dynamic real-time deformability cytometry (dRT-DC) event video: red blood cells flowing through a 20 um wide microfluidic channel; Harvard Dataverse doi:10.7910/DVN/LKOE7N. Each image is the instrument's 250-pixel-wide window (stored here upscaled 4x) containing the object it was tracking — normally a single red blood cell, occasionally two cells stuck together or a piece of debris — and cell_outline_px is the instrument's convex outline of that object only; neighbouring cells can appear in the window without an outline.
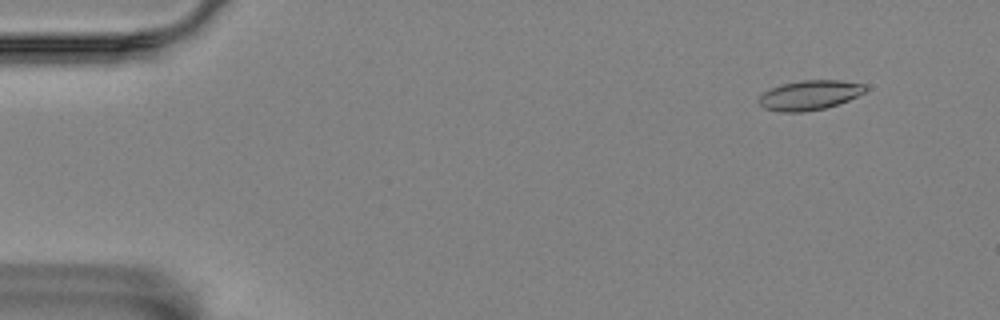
{"species": "Egyptian fruit bat (a non-hibernating species)", "species_latin": "Rousettus aegyptiacus", "temperature_condition": "room temperature", "stored_images_in_passage": 4, "camera_frame_rate_fps": 3000, "um_per_image_px": 0.085, "animal": {"sex": "female"}, "frame": {"image": 1, "passage_image": 1, "time_ms": 0.0, "image_size_px": [1000, 320], "cell_outline_px": [[864, 92], [848, 100], [824, 108], [804, 112], [780, 112], [764, 108], [760, 104], [760, 96], [764, 92], [772, 88], [784, 84], [800, 80], [840, 80], [864, 84]], "centroid_in_image_um": [68.79, 8.09], "position_along_channel_um": 16.2, "area_um2": 18.03}}